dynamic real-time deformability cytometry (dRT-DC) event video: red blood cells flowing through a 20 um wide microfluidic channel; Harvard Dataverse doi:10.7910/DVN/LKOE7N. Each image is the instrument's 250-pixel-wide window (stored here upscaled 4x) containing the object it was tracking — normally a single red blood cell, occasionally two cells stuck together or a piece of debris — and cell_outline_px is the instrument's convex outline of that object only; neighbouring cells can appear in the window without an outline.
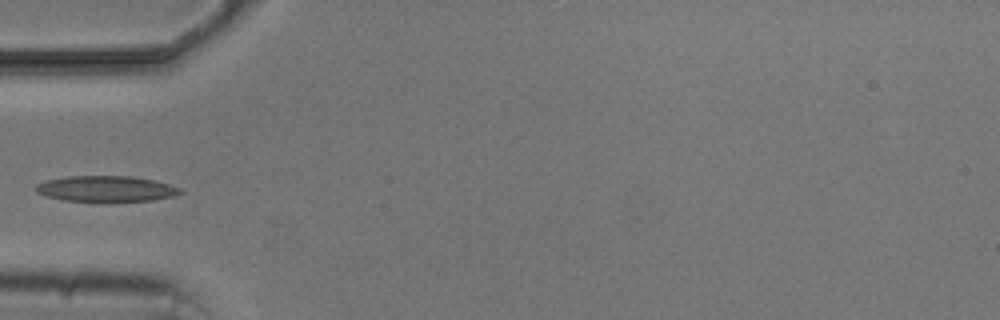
{"species": "common noctule bat (a hibernating species)", "species_latin": "Nyctalus noctula", "temperature_condition": "cold", "stored_images_in_passage": 1, "camera_frame_rate_fps": 3000, "um_per_image_px": 0.085, "animal": {"sex": "male", "body_mass_g": 20.5, "forearm_length_mm": 52.5}, "frame": {"image": 1, "passage_image": 1, "time_ms": 0.0, "image_size_px": [1000, 320], "cell_outline_px": [[180, 192], [172, 196], [152, 200], [64, 200], [48, 196], [36, 192], [36, 184], [44, 180], [68, 176], [132, 176], [152, 180], [168, 184], [180, 188]], "centroid_in_image_um": [8.96, 16.02], "position_along_channel_um": 76.0, "area_um2": 21.04}}